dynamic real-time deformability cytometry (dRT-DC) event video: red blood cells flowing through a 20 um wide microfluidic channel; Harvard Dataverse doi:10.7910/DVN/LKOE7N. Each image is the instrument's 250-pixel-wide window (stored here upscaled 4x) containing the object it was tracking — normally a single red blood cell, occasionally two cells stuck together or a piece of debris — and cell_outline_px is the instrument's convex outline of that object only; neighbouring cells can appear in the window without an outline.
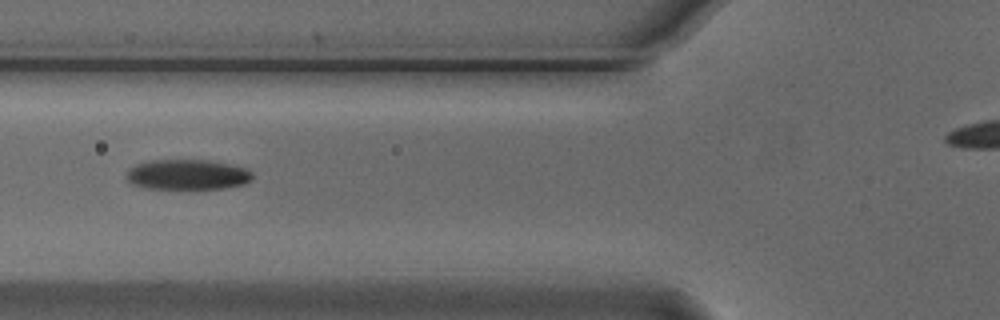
{"species": "Egyptian fruit bat (a non-hibernating species)", "species_latin": "Rousettus aegyptiacus", "temperature_condition": "cold", "stored_images_in_passage": 7, "camera_frame_rate_fps": 3000, "um_per_image_px": 0.085, "animal": {"sex": "male"}, "frame": {"image": 1, "passage_image": 4, "time_ms": 1.0, "image_size_px": [1000, 320], "cell_outline_px": [[252, 180], [244, 184], [224, 188], [140, 188], [132, 184], [124, 176], [128, 168], [136, 164], [152, 160], [204, 160], [228, 164], [248, 168], [252, 172]], "centroid_in_image_um": [15.89, 14.84], "position_along_channel_um": 109.9, "area_um2": 22.25}}
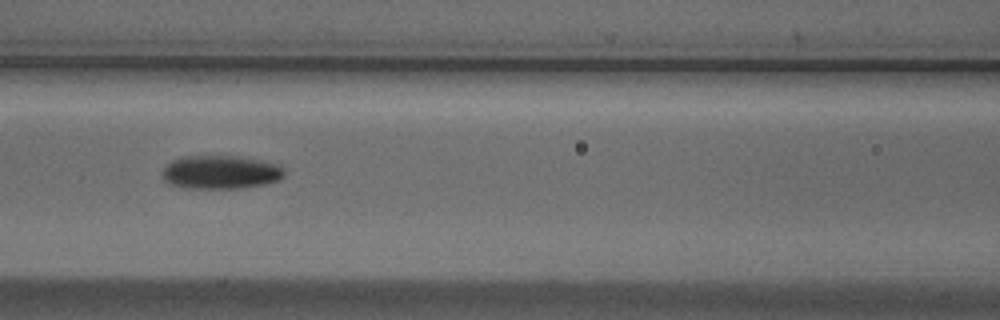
{"frame": {"image": 2, "passage_image": 5, "time_ms": 1.333, "image_size_px": [1000, 320], "cell_outline_px": [[284, 176], [280, 180], [264, 184], [240, 188], [188, 188], [168, 184], [160, 176], [160, 172], [172, 160], [184, 156], [240, 156], [280, 164], [284, 172]], "centroid_in_image_um": [18.73, 14.63], "position_along_channel_um": 147.9, "area_um2": 24.04}}
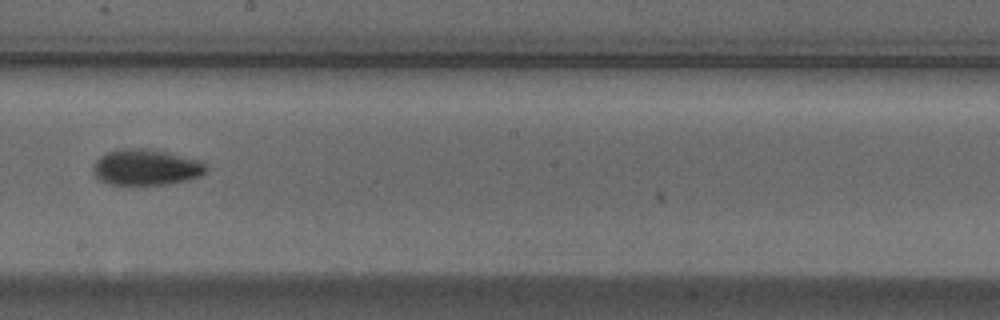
{"frame": {"image": 3, "passage_image": 7, "time_ms": 2.0, "image_size_px": [1000, 320], "cell_outline_px": [[208, 168], [200, 176], [188, 180], [172, 184], [108, 184], [100, 180], [92, 172], [92, 168], [96, 160], [100, 156], [108, 152], [120, 148], [152, 148], [200, 160]], "centroid_in_image_um": [12.41, 14.2], "position_along_channel_um": 235.8, "area_um2": 23.87}}